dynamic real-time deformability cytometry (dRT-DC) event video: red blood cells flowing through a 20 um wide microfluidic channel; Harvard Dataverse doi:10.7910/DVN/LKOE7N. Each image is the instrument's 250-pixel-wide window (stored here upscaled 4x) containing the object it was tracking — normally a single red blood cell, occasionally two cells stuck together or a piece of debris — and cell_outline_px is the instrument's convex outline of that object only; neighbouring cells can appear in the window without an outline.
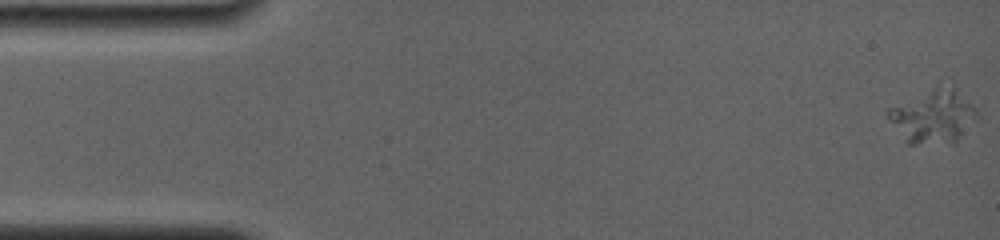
{"species": "common noctule bat (a hibernating species)", "species_latin": "Nyctalus noctula", "temperature_condition": "room temperature", "stored_images_in_passage": 37, "camera_frame_rate_fps": 4000, "um_per_image_px": 0.085, "animal": {"sex": "female", "body_mass_g": 19.0, "forearm_length_mm": 56.7}, "frame": {"image": 1, "passage_image": 1, "time_ms": 0.0, "image_size_px": [1000, 240], "cell_outline_px": [[976, 120], [952, 144], [904, 144], [888, 120], [884, 112], [888, 108], [936, 88], [956, 88], [976, 108]], "centroid_in_image_um": [79.26, 9.97], "position_along_channel_um": 5.7, "area_um2": 27.4}}
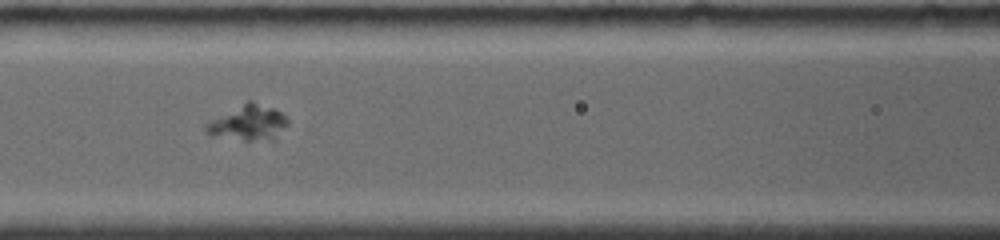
{"frame": {"image": 2, "passage_image": 18, "time_ms": 7.25, "image_size_px": [1000, 240], "cell_outline_px": [[288, 124], [276, 140], [244, 140], [212, 136], [204, 128], [204, 124], [248, 100], [252, 100], [272, 108], [280, 112], [288, 120]], "centroid_in_image_um": [21.13, 10.45], "position_along_channel_um": 145.5, "area_um2": 16.76}}
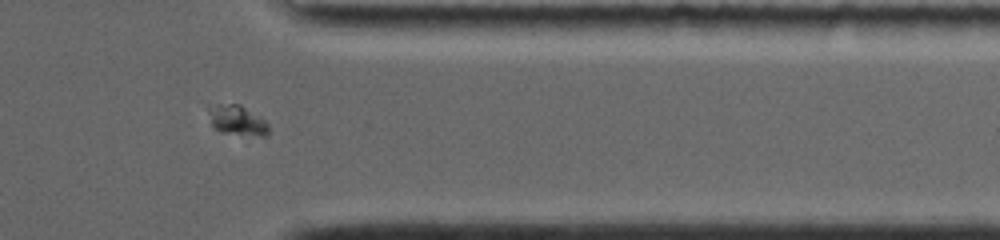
{"frame": {"image": 3, "passage_image": 32, "time_ms": 14.0, "image_size_px": [1000, 240], "cell_outline_px": [[268, 132], [264, 136], [260, 136], [220, 132], [212, 124], [208, 108], [216, 104], [240, 104], [260, 116], [268, 124]], "centroid_in_image_um": [20.18, 10.21], "position_along_channel_um": 391.2, "area_um2": 10.29}}